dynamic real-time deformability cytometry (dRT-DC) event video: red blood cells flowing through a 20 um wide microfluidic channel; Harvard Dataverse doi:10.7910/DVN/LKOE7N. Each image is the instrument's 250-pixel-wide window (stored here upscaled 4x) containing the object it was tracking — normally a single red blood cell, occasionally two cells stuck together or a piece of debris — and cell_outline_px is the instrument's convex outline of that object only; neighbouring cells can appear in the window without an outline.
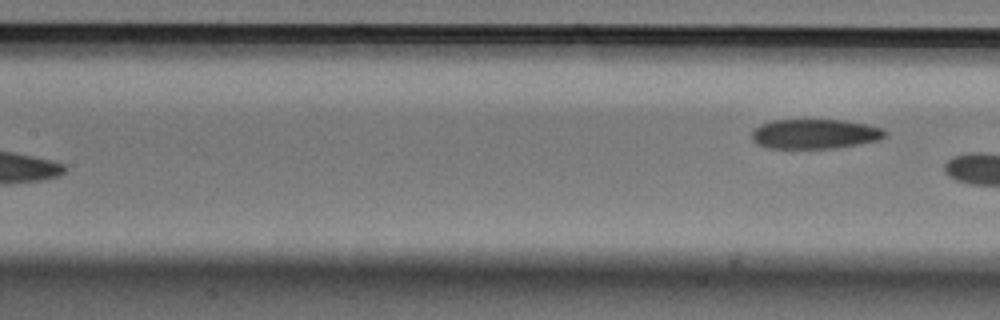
{"species": "Egyptian fruit bat (a non-hibernating species)", "species_latin": "Rousettus aegyptiacus", "temperature_condition": "cold", "stored_images_in_passage": 23, "segment_of_instrument_passage": [2, 2], "camera_frame_rate_fps": 3000, "um_per_image_px": 0.085, "animal": {"sex": "male"}, "frame": {"image": 1, "passage_image": 23, "time_ms": 7.333, "image_size_px": [1000, 320], "cell_outline_px": [[888, 136], [880, 140], [860, 144], [832, 148], [768, 148], [756, 144], [752, 140], [752, 128], [760, 124], [772, 120], [844, 120], [868, 124], [884, 128], [888, 132]], "centroid_in_image_um": [69.29, 11.38], "position_along_channel_um": 138.1, "area_um2": 23.47}}